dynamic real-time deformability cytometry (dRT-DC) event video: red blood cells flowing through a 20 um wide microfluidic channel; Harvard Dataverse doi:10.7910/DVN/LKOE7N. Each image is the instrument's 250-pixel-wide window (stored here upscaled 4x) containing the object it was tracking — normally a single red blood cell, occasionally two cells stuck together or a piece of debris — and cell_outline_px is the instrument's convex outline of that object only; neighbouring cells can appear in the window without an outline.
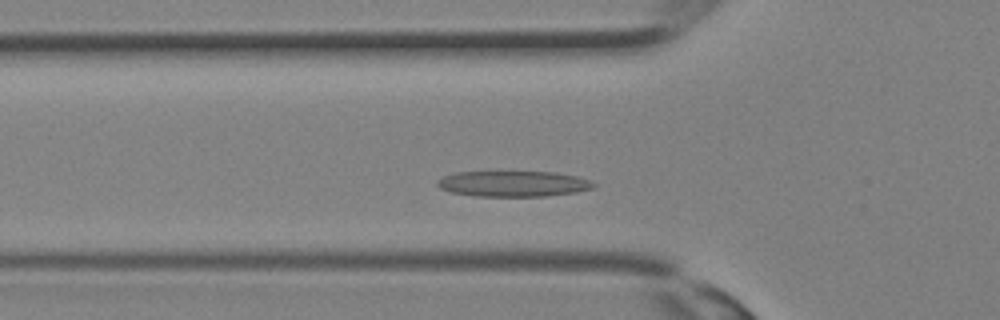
{"species": "Egyptian fruit bat (a non-hibernating species)", "species_latin": "Rousettus aegyptiacus", "temperature_condition": "room temperature", "stored_images_in_passage": 26, "camera_frame_rate_fps": 3000, "um_per_image_px": 0.085, "animal": {"sex": "female"}, "frame": {"image": 1, "passage_image": 5, "time_ms": 1.333, "image_size_px": [1000, 320], "cell_outline_px": [[596, 184], [592, 188], [576, 192], [544, 196], [476, 196], [452, 192], [440, 188], [436, 184], [436, 180], [444, 176], [456, 172], [552, 172], [576, 176], [592, 180]], "centroid_in_image_um": [43.62, 15.62], "position_along_channel_um": 82.2, "area_um2": 23.29}}
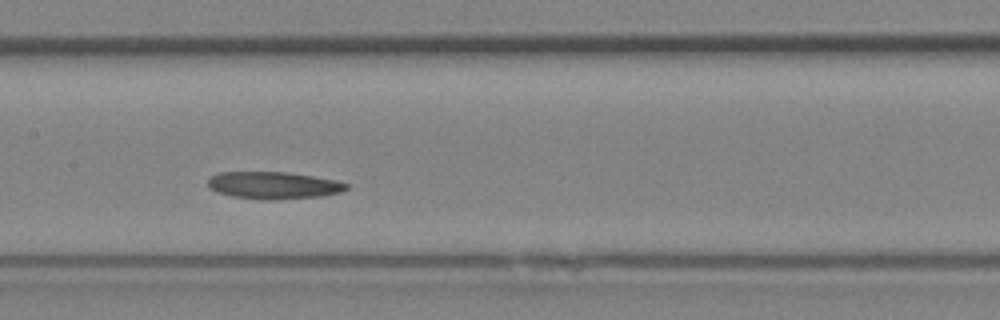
{"frame": {"image": 2, "passage_image": 10, "time_ms": 3.0, "image_size_px": [1000, 320], "cell_outline_px": [[348, 188], [340, 192], [324, 196], [280, 200], [260, 200], [232, 196], [216, 192], [208, 188], [208, 176], [216, 172], [288, 172], [336, 180], [348, 184]], "centroid_in_image_um": [23.21, 15.76], "position_along_channel_um": 184.2, "area_um2": 22.37}}
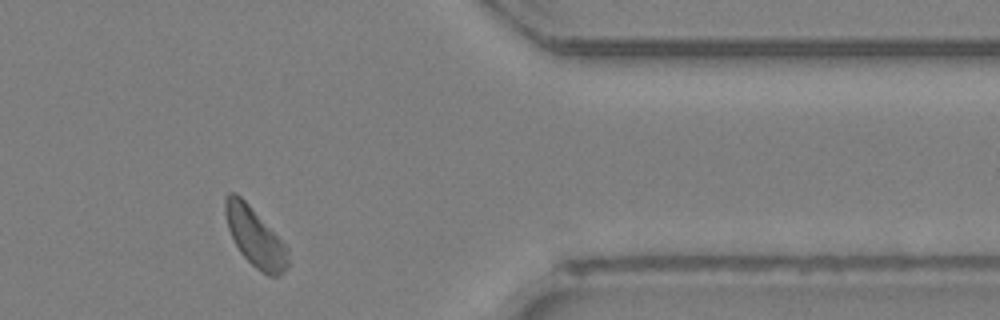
{"frame": {"image": 3, "passage_image": 21, "time_ms": 6.667, "image_size_px": [1000, 320], "cell_outline_px": [[292, 264], [280, 276], [268, 276], [260, 272], [240, 252], [228, 228], [224, 212], [224, 196], [228, 192], [236, 192], [248, 204], [288, 248]], "centroid_in_image_um": [21.71, 20.18], "position_along_channel_um": 389.7, "area_um2": 21.62}}